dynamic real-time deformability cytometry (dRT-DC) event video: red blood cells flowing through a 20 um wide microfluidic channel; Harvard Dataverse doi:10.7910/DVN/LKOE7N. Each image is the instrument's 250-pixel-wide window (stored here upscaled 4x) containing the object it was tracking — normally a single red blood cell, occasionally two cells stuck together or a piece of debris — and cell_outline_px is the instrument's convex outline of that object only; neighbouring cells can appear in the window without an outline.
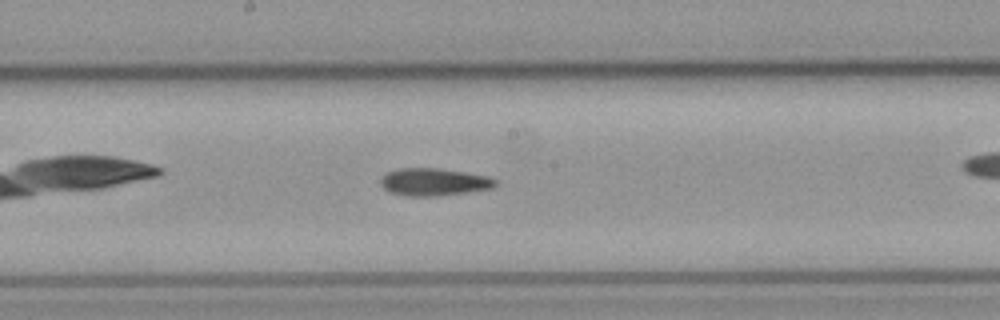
{"species": "common noctule bat (a hibernating species)", "species_latin": "Nyctalus noctula", "temperature_condition": "cold", "stored_images_in_passage": 28, "camera_frame_rate_fps": 3000, "um_per_image_px": 0.085, "animal": {"sex": "male", "body_mass_g": 23.1, "forearm_length_mm": 52.7}, "frame": {"image": 1, "passage_image": 13, "time_ms": 4.0, "image_size_px": [1000, 320], "cell_outline_px": [[496, 184], [492, 188], [436, 196], [408, 196], [392, 192], [384, 188], [380, 184], [380, 176], [384, 172], [400, 168], [436, 168], [464, 172], [484, 176], [496, 180]], "centroid_in_image_um": [36.79, 15.46], "position_along_channel_um": 211.4, "area_um2": 18.15}}
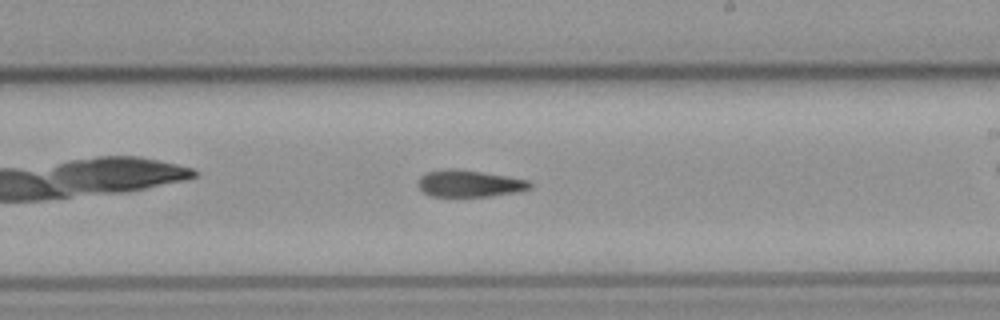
{"frame": {"image": 2, "passage_image": 16, "time_ms": 5.0, "image_size_px": [1000, 320], "cell_outline_px": [[532, 188], [516, 192], [492, 196], [432, 196], [424, 192], [416, 184], [420, 176], [428, 172], [480, 172], [508, 176], [528, 180], [532, 184]], "centroid_in_image_um": [39.97, 15.65], "position_along_channel_um": 249.0, "area_um2": 16.59}}
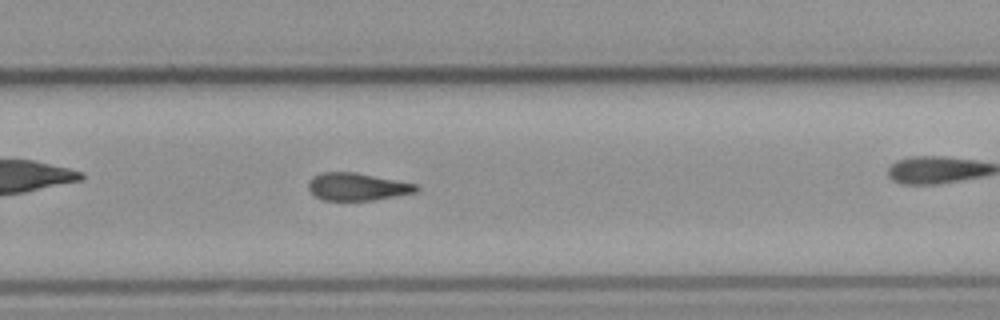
{"frame": {"image": 3, "passage_image": 20, "time_ms": 6.333, "image_size_px": [1000, 320], "cell_outline_px": [[420, 188], [416, 192], [372, 200], [320, 200], [308, 188], [308, 184], [312, 176], [320, 172], [356, 172], [416, 184]], "centroid_in_image_um": [30.33, 15.86], "position_along_channel_um": 299.5, "area_um2": 17.22}}